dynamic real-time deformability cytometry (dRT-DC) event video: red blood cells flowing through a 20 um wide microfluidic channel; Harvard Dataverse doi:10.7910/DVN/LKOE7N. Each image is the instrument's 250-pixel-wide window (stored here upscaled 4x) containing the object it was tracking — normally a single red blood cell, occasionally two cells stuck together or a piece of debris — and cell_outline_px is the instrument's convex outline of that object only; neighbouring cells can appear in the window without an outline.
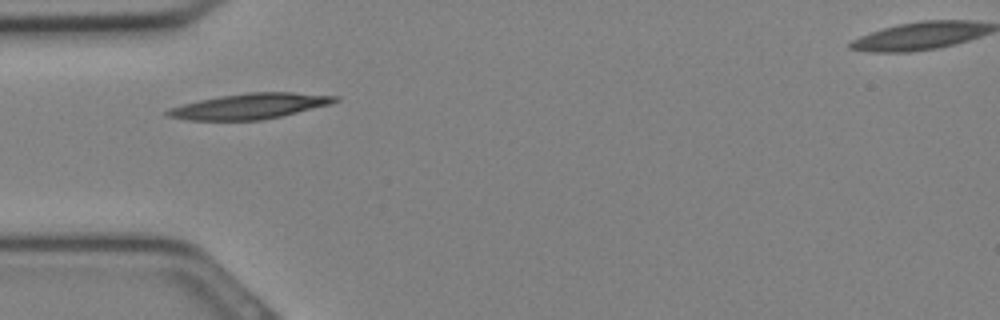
{"species": "Egyptian fruit bat (a non-hibernating species)", "species_latin": "Rousettus aegyptiacus", "temperature_condition": "cold", "stored_images_in_passage": 18, "camera_frame_rate_fps": 3000, "um_per_image_px": 0.085, "animal": {"sex": "female"}, "frame": {"image": 1, "passage_image": 1, "time_ms": 0.0, "image_size_px": [1000, 320], "cell_outline_px": [[340, 100], [332, 104], [264, 120], [188, 120], [168, 116], [164, 112], [168, 108], [200, 100], [220, 96], [248, 92], [292, 92], [340, 96]], "centroid_in_image_um": [21.28, 9.02], "position_along_channel_um": 63.7, "area_um2": 24.91}}
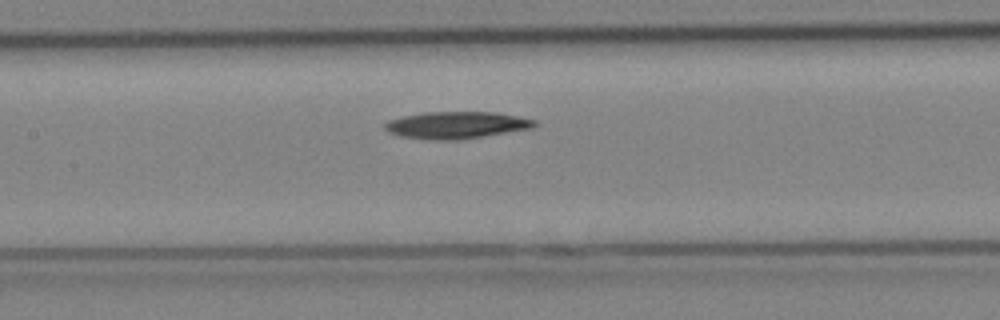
{"frame": {"image": 2, "passage_image": 6, "time_ms": 1.667, "image_size_px": [1000, 320], "cell_outline_px": [[540, 124], [532, 128], [460, 140], [432, 140], [400, 136], [388, 132], [384, 128], [384, 124], [388, 120], [404, 116], [424, 112], [496, 112], [536, 120]], "centroid_in_image_um": [38.8, 10.63], "position_along_channel_um": 168.6, "area_um2": 23.64}}
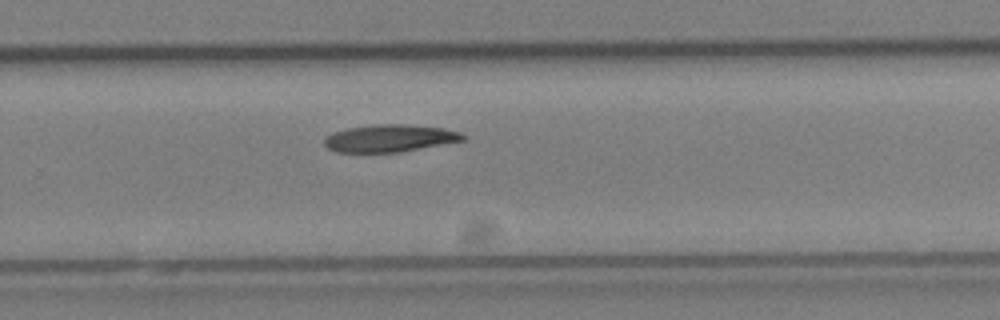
{"frame": {"image": 3, "passage_image": 12, "time_ms": 3.667, "image_size_px": [1000, 320], "cell_outline_px": [[468, 136], [464, 140], [400, 152], [336, 152], [328, 148], [324, 144], [324, 136], [332, 132], [348, 128], [376, 124], [404, 124], [444, 128], [460, 132]], "centroid_in_image_um": [33.11, 11.75], "position_along_channel_um": 296.7, "area_um2": 22.14}}